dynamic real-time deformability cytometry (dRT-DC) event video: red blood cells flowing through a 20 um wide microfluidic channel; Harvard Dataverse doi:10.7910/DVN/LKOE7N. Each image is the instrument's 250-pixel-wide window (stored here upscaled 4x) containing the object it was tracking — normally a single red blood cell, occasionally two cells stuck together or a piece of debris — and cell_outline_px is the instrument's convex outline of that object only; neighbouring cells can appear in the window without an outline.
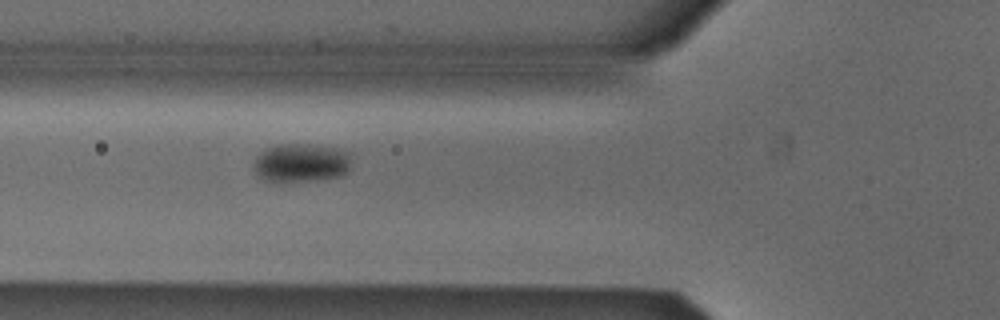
{"species": "Egyptian fruit bat (a non-hibernating species)", "species_latin": "Rousettus aegyptiacus", "temperature_condition": "cold", "stored_images_in_passage": 36, "camera_frame_rate_fps": 3000, "um_per_image_px": 0.085, "animal": {"sex": "male"}, "frame": {"image": 1, "passage_image": 4, "time_ms": 1.0, "image_size_px": [1000, 320], "cell_outline_px": [[352, 152], [348, 172], [340, 176], [316, 180], [276, 184], [264, 180], [252, 168], [252, 164], [256, 156], [264, 148], [276, 144], [308, 144], [336, 148]], "centroid_in_image_um": [25.56, 13.86], "position_along_channel_um": 100.2, "area_um2": 22.83}}
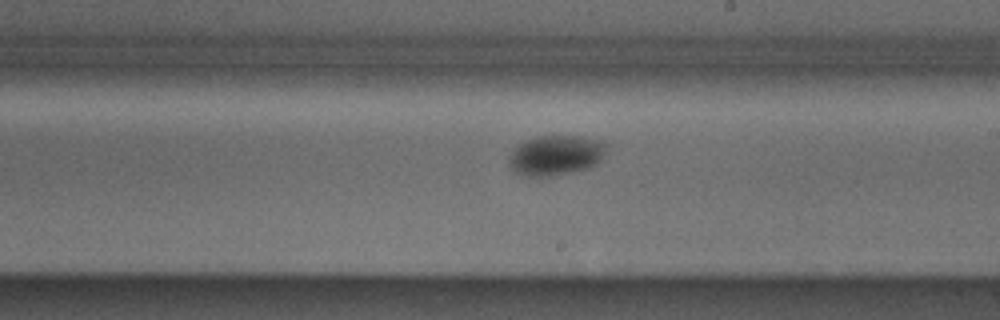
{"frame": {"image": 2, "passage_image": 15, "time_ms": 4.667, "image_size_px": [1000, 320], "cell_outline_px": [[608, 144], [600, 160], [596, 164], [588, 168], [572, 172], [552, 176], [528, 176], [516, 172], [508, 164], [508, 160], [512, 152], [520, 144], [536, 136], [580, 136], [600, 140]], "centroid_in_image_um": [47.26, 13.19], "position_along_channel_um": 241.7, "area_um2": 22.54}}
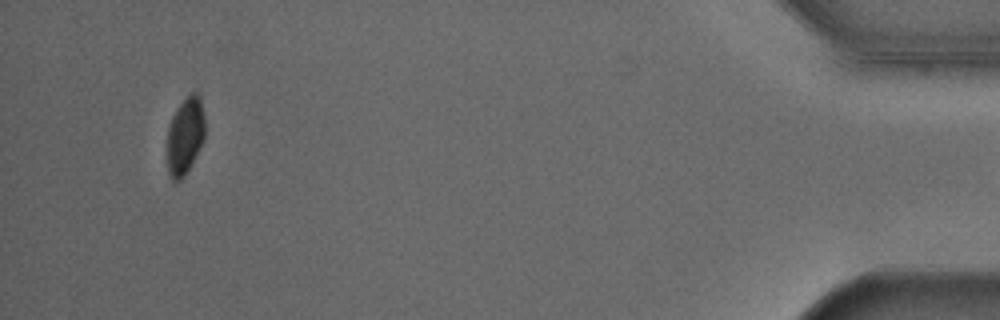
{"frame": {"image": 3, "passage_image": 35, "time_ms": 11.333, "image_size_px": [1000, 320], "cell_outline_px": [[204, 140], [184, 176], [180, 180], [172, 180], [168, 172], [168, 128], [172, 116], [176, 108], [192, 92], [196, 92], [200, 96], [204, 116]], "centroid_in_image_um": [15.74, 11.52], "position_along_channel_um": 419.5, "area_um2": 16.7}}